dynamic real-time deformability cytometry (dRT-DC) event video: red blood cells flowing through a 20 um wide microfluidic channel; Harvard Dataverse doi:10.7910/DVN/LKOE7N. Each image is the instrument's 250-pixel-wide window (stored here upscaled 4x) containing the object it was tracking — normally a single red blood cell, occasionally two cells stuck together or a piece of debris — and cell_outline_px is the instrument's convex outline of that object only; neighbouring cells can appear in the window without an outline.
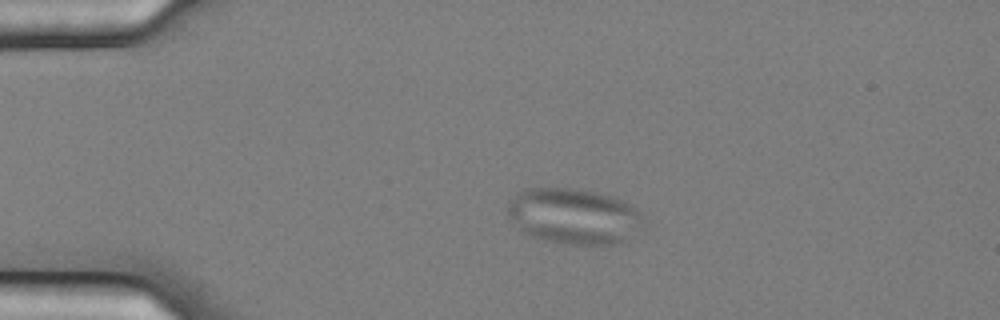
{"species": "common noctule bat (a hibernating species)", "species_latin": "Nyctalus noctula", "temperature_condition": "cold", "stored_images_in_passage": 22, "camera_frame_rate_fps": 3000, "um_per_image_px": 0.085, "animal": {"sex": "female", "body_mass_g": 25.1}, "frame": {"image": 1, "passage_image": 1, "time_ms": 0.0, "image_size_px": [1000, 320], "cell_outline_px": [[644, 216], [640, 224], [628, 240], [620, 244], [572, 244], [548, 240], [532, 236], [520, 228], [508, 216], [508, 200], [524, 188], [568, 188], [592, 192], [612, 196], [624, 200], [636, 208]], "centroid_in_image_um": [48.78, 18.36], "position_along_channel_um": 36.2, "area_um2": 43.64}}